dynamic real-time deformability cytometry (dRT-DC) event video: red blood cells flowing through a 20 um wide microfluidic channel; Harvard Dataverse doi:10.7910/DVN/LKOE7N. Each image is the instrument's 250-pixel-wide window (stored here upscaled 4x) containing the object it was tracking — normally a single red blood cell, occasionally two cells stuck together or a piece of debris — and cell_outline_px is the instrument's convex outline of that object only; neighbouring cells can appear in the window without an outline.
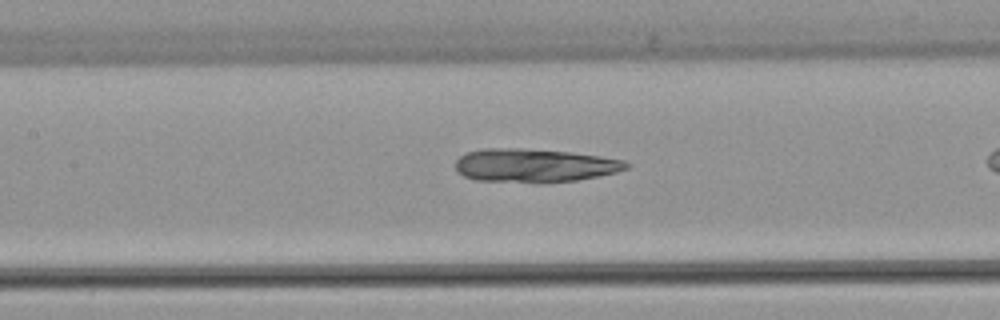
{"species": "common noctule bat (a hibernating species)", "species_latin": "Nyctalus noctula", "temperature_condition": "warm", "stored_images_in_passage": 31, "camera_frame_rate_fps": 3000, "um_per_image_px": 0.085, "animal": {"sex": "female", "body_mass_g": 22.7, "forearm_length_mm": 54.2}, "frame": {"image": 1, "passage_image": 14, "time_ms": 4.333, "image_size_px": [1000, 320], "cell_outline_px": [[632, 164], [628, 168], [616, 172], [576, 180], [544, 184], [476, 180], [464, 176], [456, 172], [456, 160], [460, 156], [468, 152], [484, 148], [520, 148], [572, 152], [600, 156], [624, 160]], "centroid_in_image_um": [45.42, 14.07], "position_along_channel_um": 162.0, "area_um2": 33.81}}